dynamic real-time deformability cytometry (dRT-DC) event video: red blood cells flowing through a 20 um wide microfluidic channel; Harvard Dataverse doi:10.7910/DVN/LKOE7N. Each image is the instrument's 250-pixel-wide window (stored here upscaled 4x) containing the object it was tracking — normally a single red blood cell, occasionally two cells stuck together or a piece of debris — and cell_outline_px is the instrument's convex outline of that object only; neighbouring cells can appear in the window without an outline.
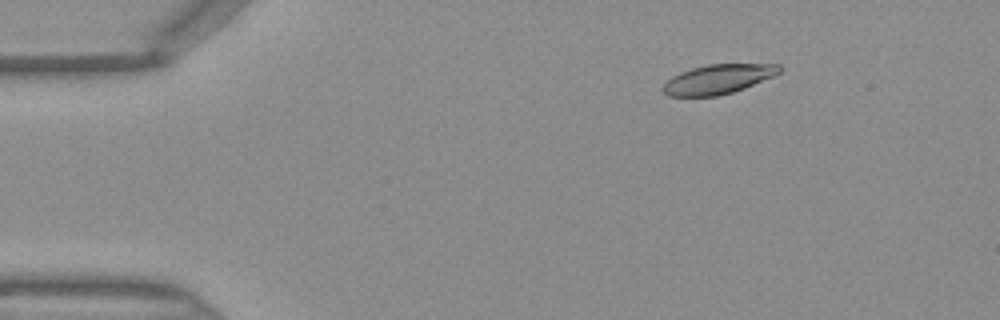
{"species": "Egyptian fruit bat (a non-hibernating species)", "species_latin": "Rousettus aegyptiacus", "temperature_condition": "warm", "stored_images_in_passage": 47, "camera_frame_rate_fps": 3000, "um_per_image_px": 0.085, "frame": {"image": 1, "passage_image": 7, "time_ms": 2.0, "image_size_px": [1000, 320], "cell_outline_px": [[784, 68], [780, 72], [772, 76], [744, 88], [732, 92], [716, 96], [668, 96], [660, 88], [672, 76], [680, 72], [692, 68], [708, 64], [780, 64]], "centroid_in_image_um": [61.02, 6.72], "position_along_channel_um": 24.0, "area_um2": 19.88}}
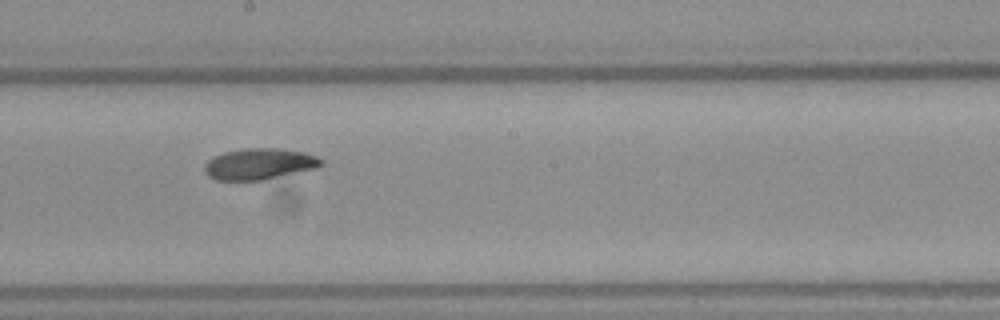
{"frame": {"image": 2, "passage_image": 26, "time_ms": 8.333, "image_size_px": [1000, 320], "cell_outline_px": [[324, 164], [316, 168], [260, 180], [216, 180], [208, 176], [204, 172], [204, 164], [208, 160], [224, 152], [244, 148], [280, 148], [304, 152], [316, 156], [324, 160]], "centroid_in_image_um": [22.04, 13.93], "position_along_channel_um": 226.2, "area_um2": 21.15}}
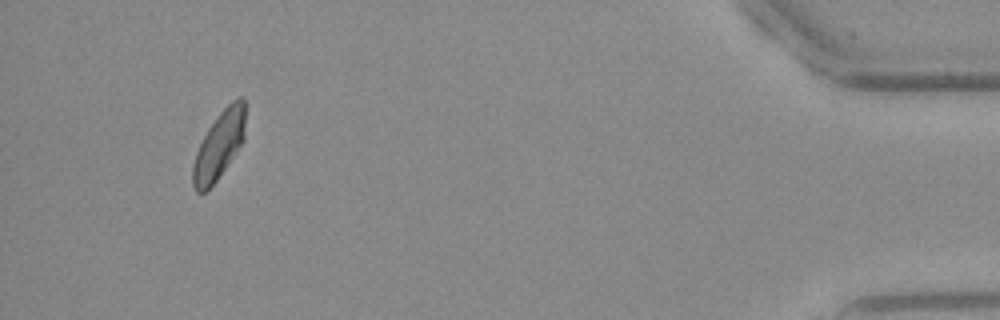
{"frame": {"image": 3, "passage_image": 44, "time_ms": 14.333, "image_size_px": [1000, 320], "cell_outline_px": [[244, 140], [216, 180], [204, 192], [196, 192], [192, 184], [192, 168], [196, 152], [208, 128], [220, 112], [232, 100], [240, 96], [244, 96]], "centroid_in_image_um": [18.61, 12.33], "position_along_channel_um": 416.6, "area_um2": 20.23}}